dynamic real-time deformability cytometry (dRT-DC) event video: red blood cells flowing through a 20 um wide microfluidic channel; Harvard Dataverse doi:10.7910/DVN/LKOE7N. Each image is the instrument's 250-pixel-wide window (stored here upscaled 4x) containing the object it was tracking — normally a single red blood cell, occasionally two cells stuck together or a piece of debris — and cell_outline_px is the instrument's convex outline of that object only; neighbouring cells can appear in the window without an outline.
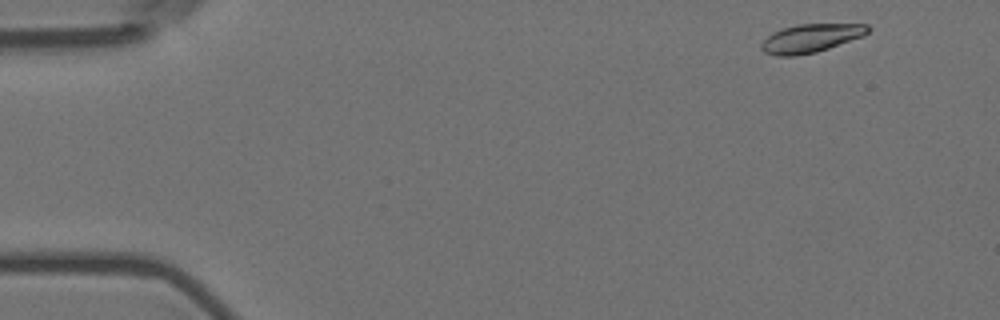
{"species": "Egyptian fruit bat (a non-hibernating species)", "species_latin": "Rousettus aegyptiacus", "temperature_condition": "room temperature", "stored_images_in_passage": 54, "camera_frame_rate_fps": 3000, "um_per_image_px": 0.085, "animal": {"sex": "female"}, "frame": {"image": 1, "passage_image": 2, "time_ms": 0.333, "image_size_px": [1000, 320], "cell_outline_px": [[872, 28], [864, 36], [816, 52], [796, 56], [776, 56], [764, 52], [760, 48], [760, 44], [772, 32], [796, 24], [868, 24]], "centroid_in_image_um": [68.92, 3.25], "position_along_channel_um": 16.1, "area_um2": 17.74}}
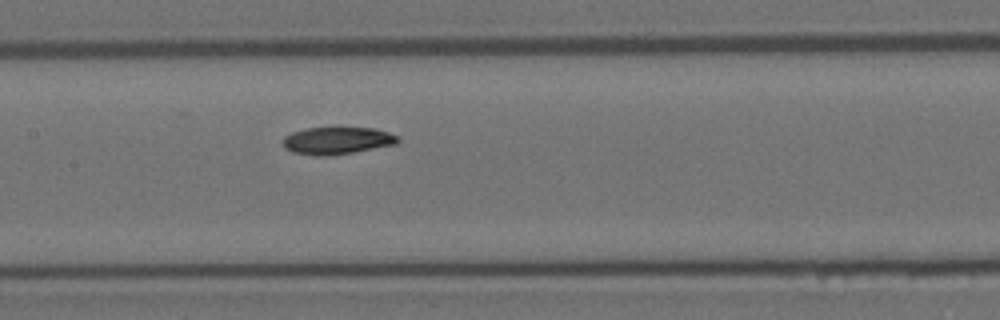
{"frame": {"image": 2, "passage_image": 25, "time_ms": 8.0, "image_size_px": [1000, 320], "cell_outline_px": [[400, 140], [396, 144], [352, 152], [324, 156], [316, 156], [292, 152], [284, 148], [284, 136], [292, 132], [308, 128], [372, 128], [388, 132], [396, 136]], "centroid_in_image_um": [28.62, 11.95], "position_along_channel_um": 178.8, "area_um2": 17.98}}
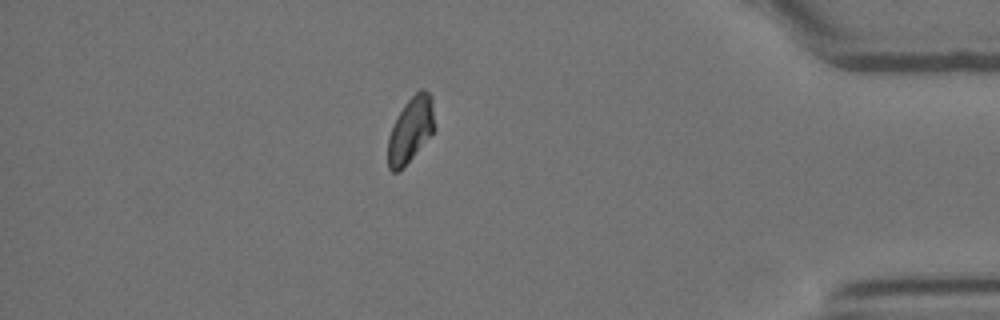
{"frame": {"image": 3, "passage_image": 47, "time_ms": 15.333, "image_size_px": [1000, 320], "cell_outline_px": [[436, 128], [412, 156], [396, 172], [392, 172], [388, 168], [388, 136], [396, 116], [404, 104], [420, 88], [424, 88], [432, 96]], "centroid_in_image_um": [34.91, 10.95], "position_along_channel_um": 400.3, "area_um2": 17.63}, "authors_computed_cell_mechanics": {"area_um2": 18.1781, "velocity_mm_per_s": 3.5421, "shape_relaxation_time_tau1_ms": 6.5895, "shape_relaxation_time_tau2_ms": 7.2768, "deformation_change_tau1": 0.159, "deformation_change_tau2": 0.0938}}